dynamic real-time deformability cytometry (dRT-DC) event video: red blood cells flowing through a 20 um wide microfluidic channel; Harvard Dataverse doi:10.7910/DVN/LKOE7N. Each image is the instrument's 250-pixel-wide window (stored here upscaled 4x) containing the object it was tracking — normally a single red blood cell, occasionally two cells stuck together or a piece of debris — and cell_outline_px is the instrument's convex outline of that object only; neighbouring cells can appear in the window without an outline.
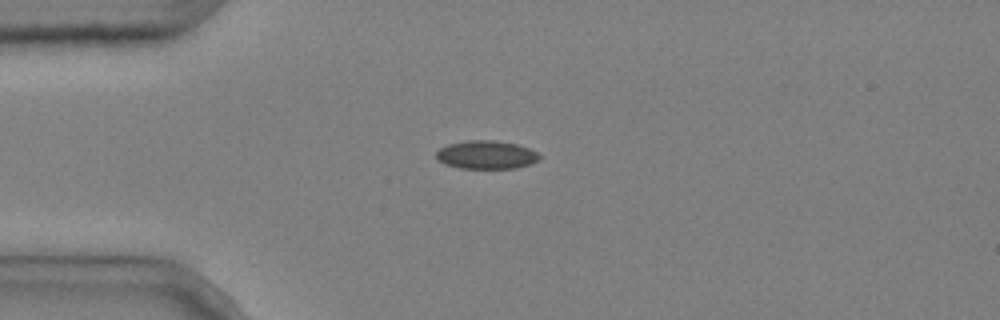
{"species": "common noctule bat (a hibernating species)", "species_latin": "Nyctalus noctula", "temperature_condition": "cold", "stored_images_in_passage": 9, "camera_frame_rate_fps": 3000, "um_per_image_px": 0.085, "animal": {"sex": "male", "body_mass_g": 20.4}, "frame": {"image": 1, "passage_image": 2, "time_ms": 0.333, "image_size_px": [1000, 320], "cell_outline_px": [[540, 160], [516, 168], [460, 168], [448, 164], [440, 160], [436, 156], [436, 152], [440, 148], [448, 144], [468, 140], [496, 140], [516, 144], [528, 148], [536, 152], [540, 156]], "centroid_in_image_um": [41.35, 13.15], "position_along_channel_um": 43.6, "area_um2": 16.82}}
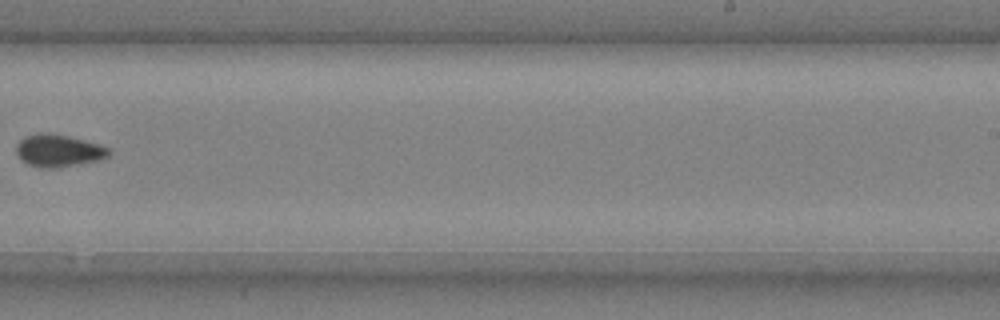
{"frame": {"image": 2, "passage_image": 8, "time_ms": 2.333, "image_size_px": [1000, 320], "cell_outline_px": [[112, 152], [108, 156], [100, 160], [56, 168], [40, 168], [28, 164], [16, 152], [16, 144], [24, 136], [40, 132], [48, 132], [68, 136], [100, 144], [108, 148]], "centroid_in_image_um": [4.98, 12.79], "position_along_channel_um": 284.0, "area_um2": 17.51}}
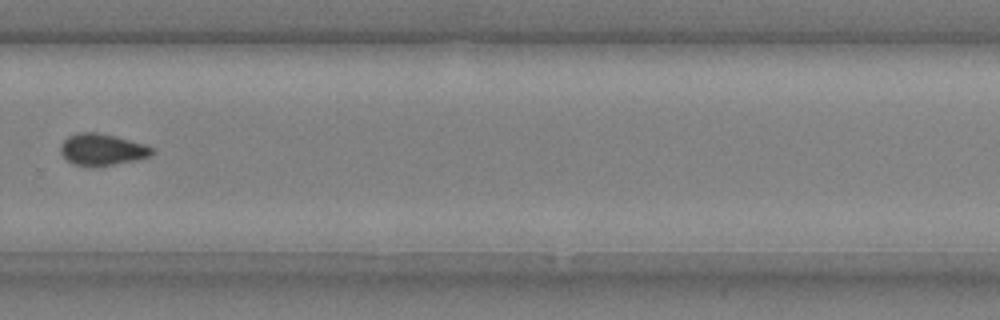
{"frame": {"image": 3, "passage_image": 9, "time_ms": 2.667, "image_size_px": [1000, 320], "cell_outline_px": [[156, 152], [152, 156], [140, 160], [96, 168], [92, 168], [72, 164], [60, 152], [60, 144], [68, 136], [80, 132], [96, 132], [116, 136], [148, 144], [156, 148]], "centroid_in_image_um": [8.76, 12.74], "position_along_channel_um": 321.0, "area_um2": 17.69}}